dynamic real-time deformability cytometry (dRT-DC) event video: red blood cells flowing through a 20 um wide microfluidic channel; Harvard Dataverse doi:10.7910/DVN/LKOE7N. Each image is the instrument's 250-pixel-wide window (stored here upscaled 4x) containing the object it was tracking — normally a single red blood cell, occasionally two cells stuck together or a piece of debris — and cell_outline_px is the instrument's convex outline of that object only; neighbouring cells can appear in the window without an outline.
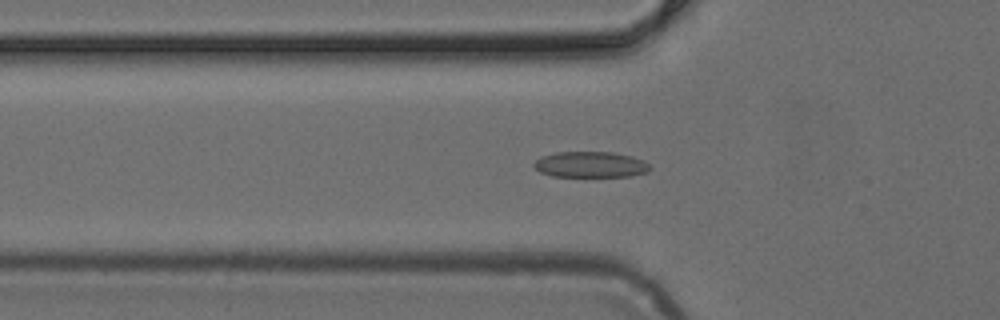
{"species": "common noctule bat (a hibernating species)", "species_latin": "Nyctalus noctula", "temperature_condition": "cold", "stored_images_in_passage": 41, "camera_frame_rate_fps": 3000, "um_per_image_px": 0.085, "animal": {"sex": "female", "body_mass_g": 24.6, "forearm_length_mm": 56.2}, "frame": {"image": 1, "passage_image": 8, "time_ms": 2.333, "image_size_px": [1000, 320], "cell_outline_px": [[652, 168], [648, 172], [632, 176], [552, 176], [540, 172], [532, 164], [540, 156], [556, 152], [612, 152], [632, 156], [644, 160]], "centroid_in_image_um": [50.21, 13.98], "position_along_channel_um": 75.6, "area_um2": 17.57}}
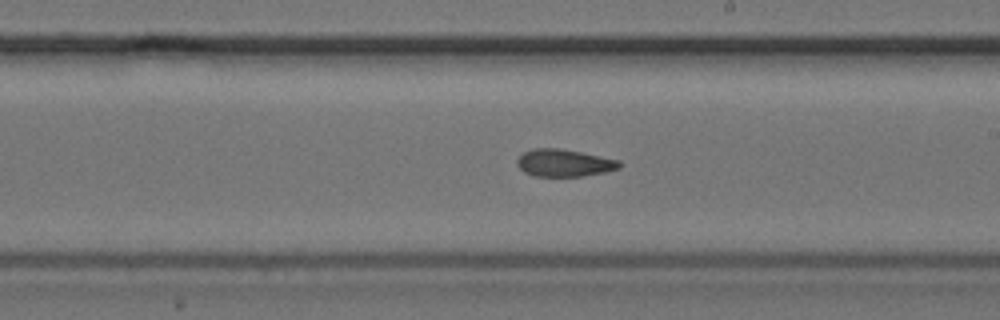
{"frame": {"image": 2, "passage_image": 20, "time_ms": 6.333, "image_size_px": [1000, 320], "cell_outline_px": [[620, 168], [604, 172], [580, 176], [536, 176], [524, 172], [516, 164], [516, 160], [524, 152], [532, 148], [560, 148], [620, 160]], "centroid_in_image_um": [47.93, 13.84], "position_along_channel_um": 241.1, "area_um2": 16.18}}
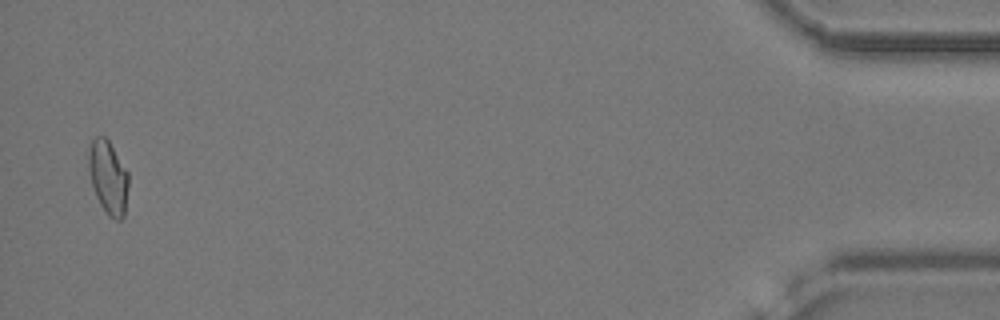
{"frame": {"image": 3, "passage_image": 40, "time_ms": 13.0, "image_size_px": [1000, 320], "cell_outline_px": [[128, 188], [124, 216], [120, 220], [116, 220], [108, 216], [100, 204], [96, 196], [92, 184], [88, 168], [88, 148], [92, 140], [96, 136], [104, 136], [108, 140], [128, 172]], "centroid_in_image_um": [9.19, 15.07], "position_along_channel_um": 426.0, "area_um2": 17.05}}